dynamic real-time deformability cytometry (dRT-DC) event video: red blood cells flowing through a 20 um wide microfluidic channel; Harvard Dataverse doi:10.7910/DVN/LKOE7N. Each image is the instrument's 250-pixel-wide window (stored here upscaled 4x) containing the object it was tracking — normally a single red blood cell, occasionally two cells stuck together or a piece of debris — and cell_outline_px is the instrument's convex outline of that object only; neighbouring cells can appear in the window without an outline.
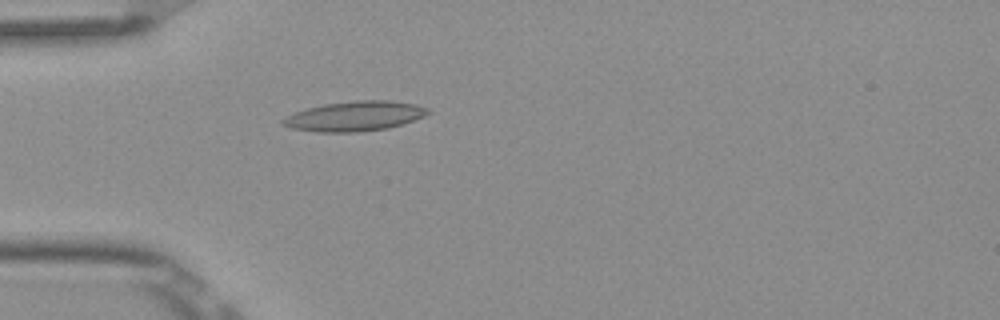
{"species": "Egyptian fruit bat (a non-hibernating species)", "species_latin": "Rousettus aegyptiacus", "temperature_condition": "room temperature", "stored_images_in_passage": 5, "camera_frame_rate_fps": 3000, "um_per_image_px": 0.085, "frame": {"image": 1, "passage_image": 5, "time_ms": 1.333, "image_size_px": [1000, 320], "cell_outline_px": [[432, 112], [424, 116], [388, 128], [356, 132], [316, 132], [292, 128], [280, 124], [280, 120], [284, 116], [308, 108], [324, 104], [356, 100], [388, 100], [416, 104], [428, 108]], "centroid_in_image_um": [30.12, 9.87], "position_along_channel_um": 54.9, "area_um2": 25.2}}